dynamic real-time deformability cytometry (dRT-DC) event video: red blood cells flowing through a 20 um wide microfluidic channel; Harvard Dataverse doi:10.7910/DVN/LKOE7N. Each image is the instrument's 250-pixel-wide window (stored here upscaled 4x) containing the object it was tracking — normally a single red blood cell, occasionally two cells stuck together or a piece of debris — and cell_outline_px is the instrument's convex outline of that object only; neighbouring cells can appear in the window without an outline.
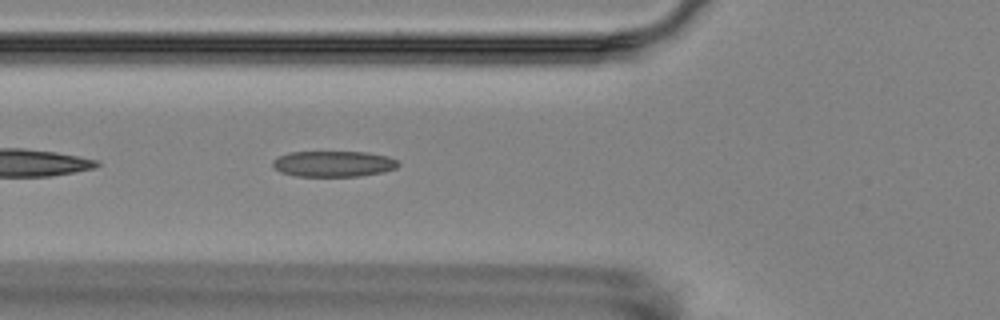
{"species": "Egyptian fruit bat (a non-hibernating species)", "species_latin": "Rousettus aegyptiacus", "temperature_condition": "room temperature", "stored_images_in_passage": 5, "segment_of_instrument_passage": [2, 2], "camera_frame_rate_fps": 3000, "um_per_image_px": 0.085, "animal": {"sex": "female"}, "frame": {"image": 1, "passage_image": 5, "time_ms": 5.333, "image_size_px": [1000, 320], "cell_outline_px": [[400, 164], [396, 168], [384, 172], [360, 176], [296, 176], [280, 172], [272, 164], [272, 160], [288, 152], [368, 152], [388, 156], [396, 160]], "centroid_in_image_um": [28.36, 13.92], "position_along_channel_um": 97.4, "area_um2": 18.96}}